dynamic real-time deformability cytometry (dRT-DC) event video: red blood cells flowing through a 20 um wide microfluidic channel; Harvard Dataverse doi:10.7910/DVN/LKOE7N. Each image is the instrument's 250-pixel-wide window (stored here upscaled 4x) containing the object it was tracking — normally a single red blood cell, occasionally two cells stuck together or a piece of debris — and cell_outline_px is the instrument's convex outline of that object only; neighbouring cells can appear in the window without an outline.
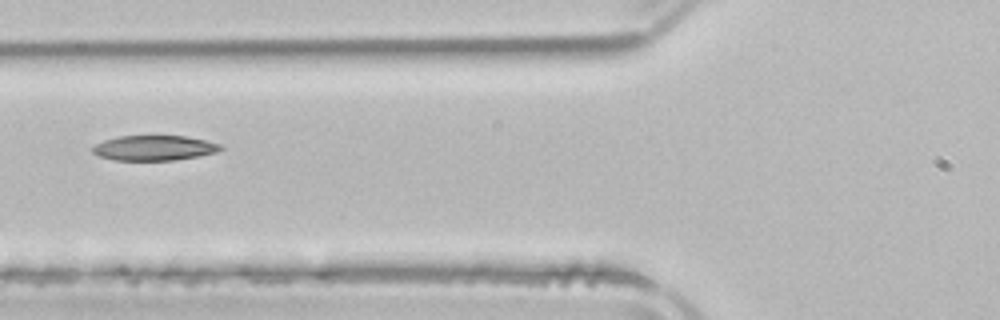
{"species": "common noctule bat (a hibernating species)", "species_latin": "Nyctalus noctula", "temperature_condition": "room temperature", "stored_images_in_passage": 4, "camera_frame_rate_fps": 3000, "um_per_image_px": 0.085, "animal": {"sex": "male", "body_mass_g": 21.5, "forearm_length_mm": 52.0}, "frame": {"image": 1, "passage_image": 4, "time_ms": 4.333, "image_size_px": [1000, 320], "cell_outline_px": [[224, 148], [216, 152], [176, 160], [112, 160], [100, 156], [92, 152], [88, 148], [92, 144], [104, 140], [120, 136], [184, 136], [204, 140], [220, 144]], "centroid_in_image_um": [13.02, 12.57], "position_along_channel_um": 112.8, "area_um2": 18.73}}